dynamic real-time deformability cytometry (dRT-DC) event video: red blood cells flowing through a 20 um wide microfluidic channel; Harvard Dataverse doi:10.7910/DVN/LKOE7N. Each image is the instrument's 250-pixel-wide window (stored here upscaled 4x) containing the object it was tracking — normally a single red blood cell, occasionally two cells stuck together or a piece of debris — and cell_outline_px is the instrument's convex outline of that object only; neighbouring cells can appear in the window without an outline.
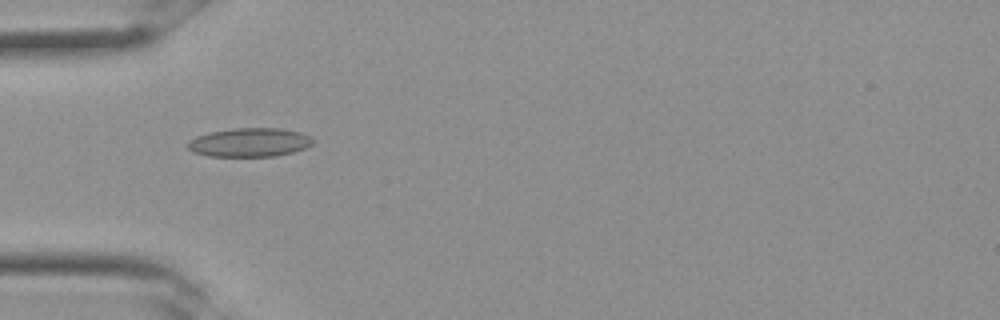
{"species": "Egyptian fruit bat (a non-hibernating species)", "species_latin": "Rousettus aegyptiacus", "temperature_condition": "room temperature", "stored_images_in_passage": 32, "camera_frame_rate_fps": 3000, "um_per_image_px": 0.085, "frame": {"image": 1, "passage_image": 10, "time_ms": 3.0, "image_size_px": [1000, 320], "cell_outline_px": [[316, 140], [312, 144], [304, 148], [292, 152], [276, 156], [208, 156], [192, 152], [184, 144], [188, 140], [196, 136], [208, 132], [232, 128], [280, 128], [300, 132]], "centroid_in_image_um": [21.16, 12.1], "position_along_channel_um": 63.8, "area_um2": 21.21}}
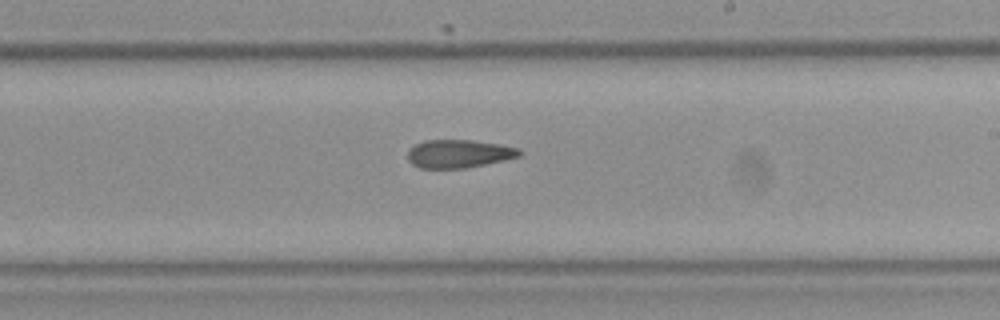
{"frame": {"image": 2, "passage_image": 19, "time_ms": 6.0, "image_size_px": [1000, 320], "cell_outline_px": [[524, 152], [520, 156], [504, 160], [468, 168], [420, 168], [412, 164], [408, 160], [408, 148], [424, 140], [472, 140], [520, 148]], "centroid_in_image_um": [39.0, 13.07], "position_along_channel_um": 250.0, "area_um2": 18.44}}
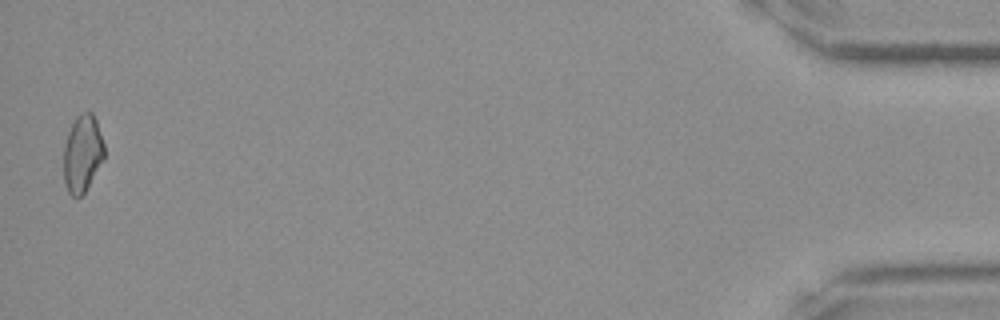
{"frame": {"image": 3, "passage_image": 32, "time_ms": 10.333, "image_size_px": [1000, 320], "cell_outline_px": [[104, 160], [84, 192], [80, 196], [72, 196], [68, 192], [64, 180], [64, 144], [68, 132], [76, 116], [80, 112], [92, 112], [96, 120], [104, 144]], "centroid_in_image_um": [7.01, 13.03], "position_along_channel_um": 428.2, "area_um2": 18.21}}